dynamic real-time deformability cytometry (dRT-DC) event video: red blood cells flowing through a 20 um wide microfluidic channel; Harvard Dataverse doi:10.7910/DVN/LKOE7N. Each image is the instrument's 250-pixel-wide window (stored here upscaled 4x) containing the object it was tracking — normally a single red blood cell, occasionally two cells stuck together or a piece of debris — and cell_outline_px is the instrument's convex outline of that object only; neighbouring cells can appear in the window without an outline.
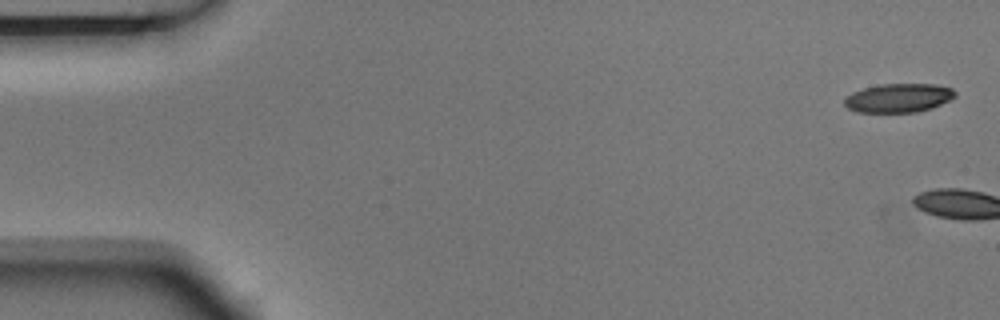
{"species": "Egyptian fruit bat (a non-hibernating species)", "species_latin": "Rousettus aegyptiacus", "temperature_condition": "room temperature", "stored_images_in_passage": 6, "camera_frame_rate_fps": 3000, "um_per_image_px": 0.085, "animal": {"sex": "male"}, "frame": {"image": 1, "passage_image": 1, "time_ms": 0.0, "image_size_px": [1000, 320], "cell_outline_px": [[956, 96], [932, 108], [916, 112], [856, 112], [848, 108], [844, 104], [844, 96], [852, 92], [864, 88], [880, 84], [936, 84], [952, 88], [956, 92]], "centroid_in_image_um": [76.35, 8.32], "position_along_channel_um": 8.6, "area_um2": 18.67}}
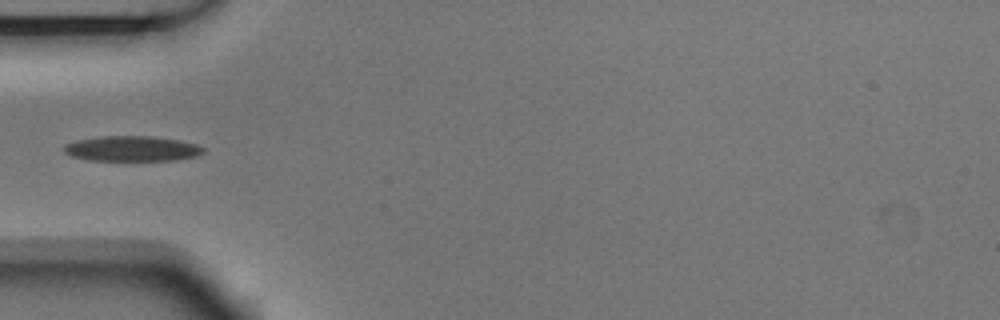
{"frame": {"image": 2, "passage_image": 5, "time_ms": 1.333, "image_size_px": [1000, 320], "cell_outline_px": [[204, 152], [196, 156], [176, 160], [88, 160], [72, 156], [64, 152], [64, 144], [76, 140], [100, 136], [152, 136], [180, 140], [196, 144], [204, 148]], "centroid_in_image_um": [11.21, 12.63], "position_along_channel_um": 73.8, "area_um2": 20.52}}
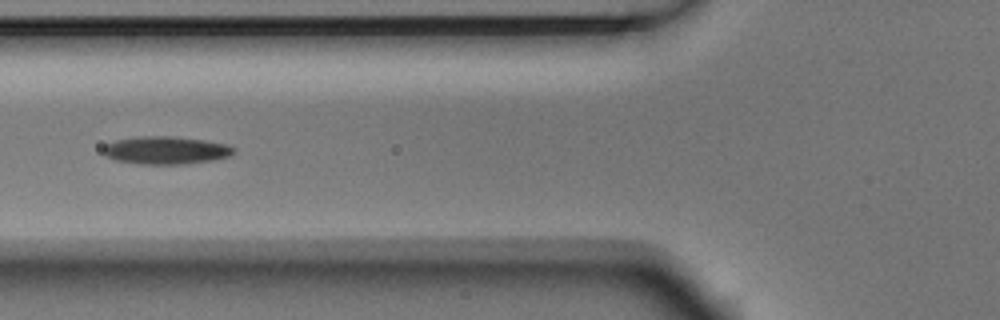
{"frame": {"image": 3, "passage_image": 6, "time_ms": 1.667, "image_size_px": [1000, 320], "cell_outline_px": [[236, 152], [232, 156], [212, 160], [188, 164], [140, 164], [116, 160], [104, 156], [100, 148], [104, 144], [116, 140], [136, 136], [172, 136], [204, 140], [224, 144], [236, 148]], "centroid_in_image_um": [14.06, 12.77], "position_along_channel_um": 111.7, "area_um2": 21.5}}